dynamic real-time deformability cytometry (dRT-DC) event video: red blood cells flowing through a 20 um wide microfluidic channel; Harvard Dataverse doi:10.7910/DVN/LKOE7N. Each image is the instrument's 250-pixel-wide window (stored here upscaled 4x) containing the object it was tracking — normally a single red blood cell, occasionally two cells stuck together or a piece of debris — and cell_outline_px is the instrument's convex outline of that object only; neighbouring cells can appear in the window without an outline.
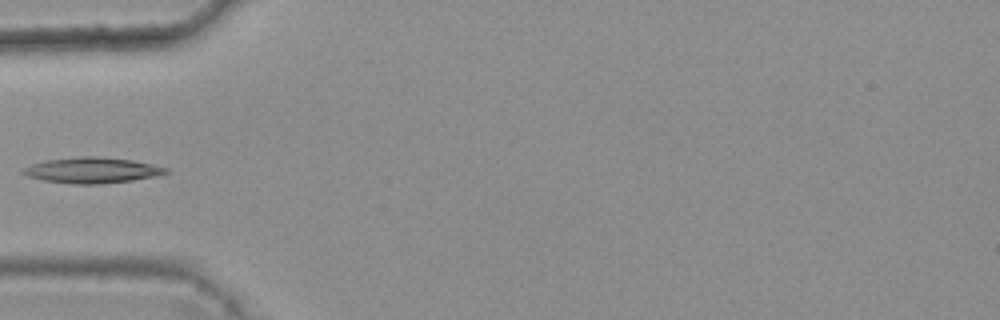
{"species": "common noctule bat (a hibernating species)", "species_latin": "Nyctalus noctula", "temperature_condition": "warm", "stored_images_in_passage": 4, "camera_frame_rate_fps": 3000, "um_per_image_px": 0.085, "animal": {"sex": "female", "body_mass_g": 25.1}, "frame": {"image": 1, "passage_image": 4, "time_ms": 1.0, "image_size_px": [1000, 320], "cell_outline_px": [[168, 172], [156, 176], [132, 180], [100, 184], [72, 184], [44, 180], [28, 176], [20, 172], [24, 168], [32, 164], [48, 160], [80, 156], [96, 156], [132, 160], [168, 168]], "centroid_in_image_um": [7.82, 14.47], "position_along_channel_um": 77.2, "area_um2": 21.15}}